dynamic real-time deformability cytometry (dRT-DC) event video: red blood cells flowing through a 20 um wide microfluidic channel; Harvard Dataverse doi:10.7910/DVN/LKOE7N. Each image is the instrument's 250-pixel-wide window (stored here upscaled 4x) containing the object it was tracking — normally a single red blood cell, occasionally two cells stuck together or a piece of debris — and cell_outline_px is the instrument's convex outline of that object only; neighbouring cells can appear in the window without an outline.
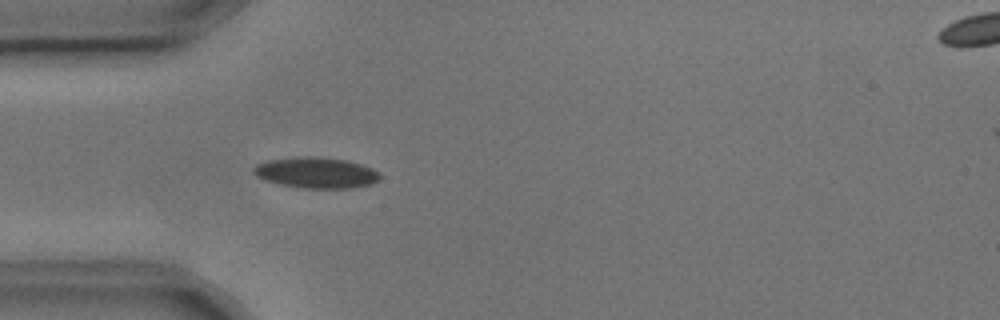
{"species": "common noctule bat (a hibernating species)", "species_latin": "Nyctalus noctula", "temperature_condition": "cold", "stored_images_in_passage": 4, "camera_frame_rate_fps": 3000, "um_per_image_px": 0.085, "animal": {"sex": "male", "body_mass_g": 17.9, "forearm_length_mm": 54.2}, "frame": {"image": 1, "passage_image": 3, "time_ms": 0.667, "image_size_px": [1000, 320], "cell_outline_px": [[380, 180], [372, 184], [352, 188], [300, 188], [280, 184], [264, 180], [256, 176], [252, 172], [252, 168], [256, 164], [268, 160], [300, 156], [312, 156], [344, 160], [360, 164], [372, 168], [380, 172]], "centroid_in_image_um": [26.86, 14.68], "position_along_channel_um": 58.1, "area_um2": 22.89}}